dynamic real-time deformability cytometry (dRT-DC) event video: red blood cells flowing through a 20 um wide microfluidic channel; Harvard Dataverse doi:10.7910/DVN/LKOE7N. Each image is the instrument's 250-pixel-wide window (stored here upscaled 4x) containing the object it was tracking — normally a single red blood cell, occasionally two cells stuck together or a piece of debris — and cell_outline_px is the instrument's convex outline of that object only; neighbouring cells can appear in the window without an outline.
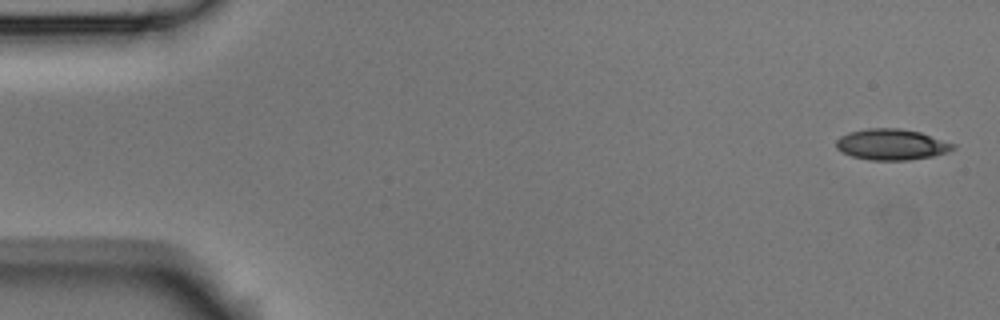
{"species": "Egyptian fruit bat (a non-hibernating species)", "species_latin": "Rousettus aegyptiacus", "temperature_condition": "room temperature", "stored_images_in_passage": 4, "camera_frame_rate_fps": 3000, "um_per_image_px": 0.085, "animal": {"sex": "male"}, "frame": {"image": 1, "passage_image": 1, "time_ms": 0.0, "image_size_px": [1000, 320], "cell_outline_px": [[956, 148], [948, 152], [932, 156], [908, 160], [868, 160], [852, 156], [840, 152], [836, 148], [836, 140], [840, 136], [848, 132], [868, 128], [900, 128], [920, 132], [956, 144]], "centroid_in_image_um": [75.77, 12.28], "position_along_channel_um": 9.2, "area_um2": 21.27}}
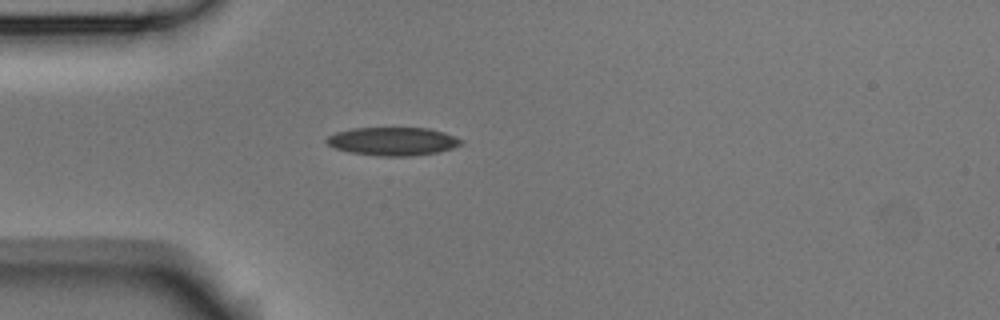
{"frame": {"image": 2, "passage_image": 4, "time_ms": 1.0, "image_size_px": [1000, 320], "cell_outline_px": [[464, 140], [460, 144], [452, 148], [436, 152], [408, 156], [380, 156], [352, 152], [336, 148], [328, 144], [324, 140], [328, 136], [336, 132], [352, 128], [428, 128], [444, 132]], "centroid_in_image_um": [33.38, 12.0], "position_along_channel_um": 51.6, "area_um2": 21.91}}